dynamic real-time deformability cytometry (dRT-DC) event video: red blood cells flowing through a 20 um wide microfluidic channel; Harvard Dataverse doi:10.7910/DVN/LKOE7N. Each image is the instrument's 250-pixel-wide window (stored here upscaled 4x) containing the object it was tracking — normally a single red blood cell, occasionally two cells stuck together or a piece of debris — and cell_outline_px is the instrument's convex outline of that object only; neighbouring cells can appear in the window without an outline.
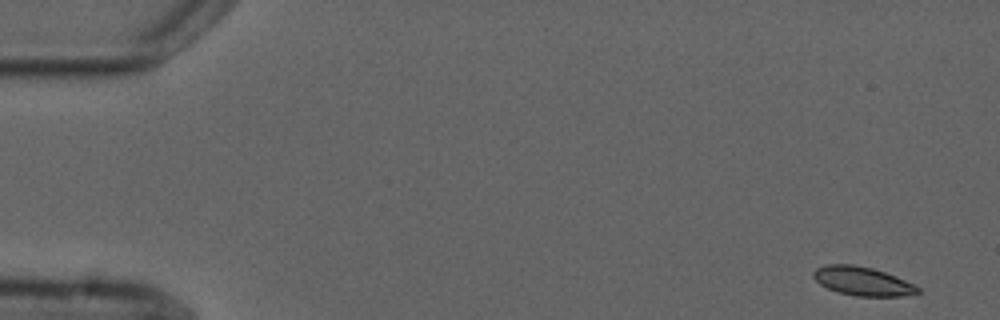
{"species": "common noctule bat (a hibernating species)", "species_latin": "Nyctalus noctula", "temperature_condition": "cold", "stored_images_in_passage": 4, "camera_frame_rate_fps": 3000, "um_per_image_px": 0.085, "animal": {"sex": "male", "forearm_length_mm": 52.5}, "frame": {"image": 1, "passage_image": 1, "time_ms": 0.0, "image_size_px": [1000, 320], "cell_outline_px": [[920, 292], [900, 296], [856, 296], [840, 292], [828, 288], [820, 284], [812, 276], [812, 272], [816, 268], [828, 264], [852, 264], [872, 268], [896, 276], [920, 288]], "centroid_in_image_um": [73.28, 23.89], "position_along_channel_um": 11.7, "area_um2": 17.28}}
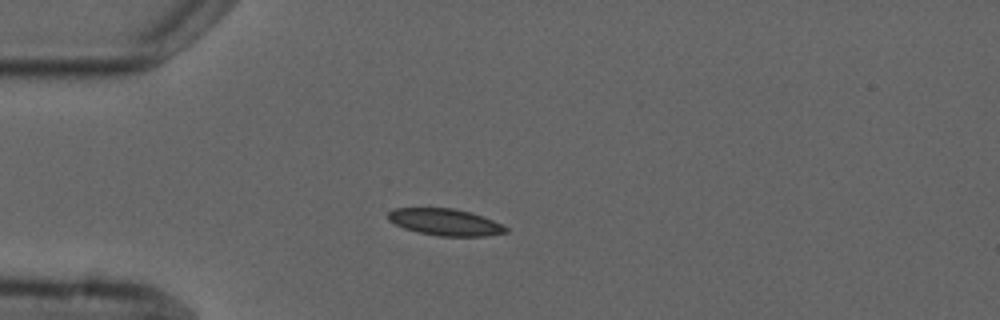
{"frame": {"image": 2, "passage_image": 4, "time_ms": 4.0, "image_size_px": [1000, 320], "cell_outline_px": [[508, 232], [488, 236], [440, 236], [416, 232], [404, 228], [388, 220], [388, 212], [392, 208], [452, 208], [472, 212], [492, 220], [508, 228]], "centroid_in_image_um": [37.83, 18.88], "position_along_channel_um": 47.2, "area_um2": 18.38}}